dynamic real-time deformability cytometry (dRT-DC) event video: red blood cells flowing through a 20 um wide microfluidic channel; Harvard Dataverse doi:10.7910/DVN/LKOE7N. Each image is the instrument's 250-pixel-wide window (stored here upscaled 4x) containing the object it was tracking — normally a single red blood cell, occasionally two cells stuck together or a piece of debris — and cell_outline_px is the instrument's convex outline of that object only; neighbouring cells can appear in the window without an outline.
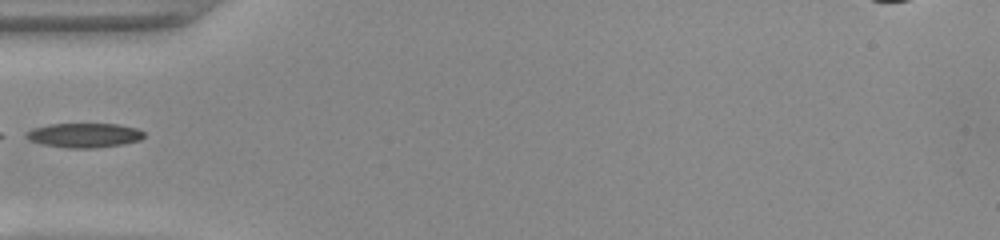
{"species": "common noctule bat (a hibernating species)", "species_latin": "Nyctalus noctula", "temperature_condition": "warm", "stored_images_in_passage": 34, "camera_frame_rate_fps": 3000, "um_per_image_px": 0.085, "animal": {"sex": "female", "body_mass_g": 22.0, "forearm_length_mm": 56.7}, "frame": {"image": 1, "passage_image": 1, "time_ms": 0.0, "image_size_px": [1000, 240], "cell_outline_px": [[144, 136], [140, 140], [120, 144], [96, 148], [68, 148], [44, 144], [28, 140], [20, 136], [32, 128], [48, 124], [116, 124], [136, 128], [144, 132]], "centroid_in_image_um": [7.08, 11.49], "position_along_channel_um": 77.9, "area_um2": 16.82}}